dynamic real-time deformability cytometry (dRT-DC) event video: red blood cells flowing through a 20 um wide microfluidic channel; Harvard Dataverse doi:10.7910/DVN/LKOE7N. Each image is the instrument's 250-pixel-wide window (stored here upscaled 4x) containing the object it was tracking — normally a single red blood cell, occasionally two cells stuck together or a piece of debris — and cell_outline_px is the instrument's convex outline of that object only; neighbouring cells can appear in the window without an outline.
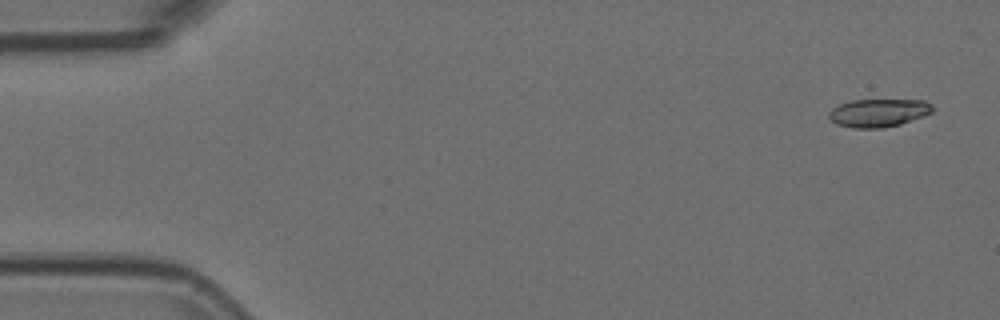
{"species": "Egyptian fruit bat (a non-hibernating species)", "species_latin": "Rousettus aegyptiacus", "temperature_condition": "room temperature", "stored_images_in_passage": 5, "camera_frame_rate_fps": 3000, "um_per_image_px": 0.085, "animal": {"sex": "female"}, "frame": {"image": 1, "passage_image": 1, "time_ms": 0.0, "image_size_px": [1000, 320], "cell_outline_px": [[936, 108], [932, 112], [924, 116], [900, 124], [880, 128], [852, 128], [836, 124], [828, 116], [828, 112], [832, 108], [840, 104], [852, 100], [924, 100], [932, 104]], "centroid_in_image_um": [74.69, 9.59], "position_along_channel_um": 10.3, "area_um2": 17.05}}
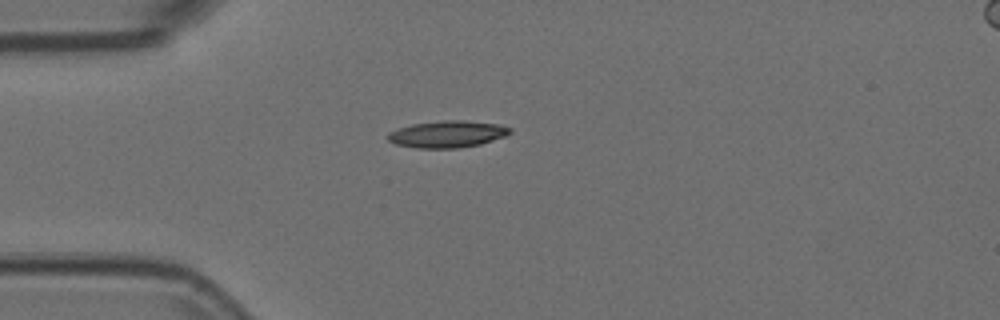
{"frame": {"image": 2, "passage_image": 4, "time_ms": 1.0, "image_size_px": [1000, 320], "cell_outline_px": [[512, 132], [504, 136], [480, 144], [460, 148], [416, 148], [396, 144], [388, 140], [388, 132], [412, 124], [444, 120], [464, 120], [500, 124], [512, 128]], "centroid_in_image_um": [38.05, 11.4], "position_along_channel_um": 47.0, "area_um2": 19.07}}